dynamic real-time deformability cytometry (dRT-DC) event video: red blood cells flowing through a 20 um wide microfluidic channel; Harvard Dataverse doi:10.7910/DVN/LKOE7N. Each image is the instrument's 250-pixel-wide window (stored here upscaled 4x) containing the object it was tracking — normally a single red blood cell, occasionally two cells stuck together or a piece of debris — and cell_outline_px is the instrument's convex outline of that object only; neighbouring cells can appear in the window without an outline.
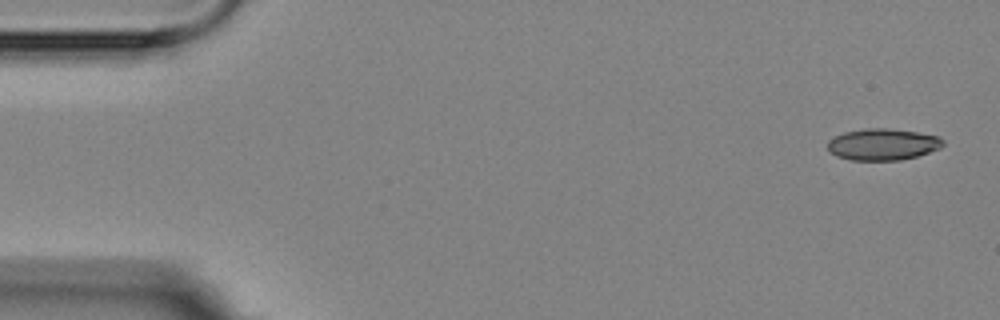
{"species": "Egyptian fruit bat (a non-hibernating species)", "species_latin": "Rousettus aegyptiacus", "temperature_condition": "room temperature", "stored_images_in_passage": 6, "segment_of_instrument_passage": [1, 2], "camera_frame_rate_fps": 3000, "um_per_image_px": 0.085, "animal": {"sex": "female"}, "frame": {"image": 1, "passage_image": 1, "time_ms": 0.0, "image_size_px": [1000, 320], "cell_outline_px": [[944, 144], [940, 148], [916, 156], [900, 160], [852, 160], [836, 156], [828, 152], [828, 140], [844, 132], [864, 128], [888, 128], [916, 132], [940, 136], [944, 140]], "centroid_in_image_um": [75.02, 12.27], "position_along_channel_um": 10.0, "area_um2": 21.27}}
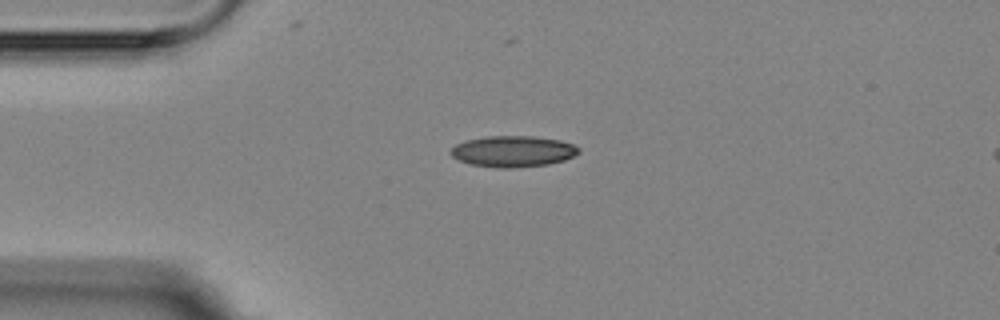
{"frame": {"image": 2, "passage_image": 4, "time_ms": 3.667, "image_size_px": [1000, 320], "cell_outline_px": [[580, 152], [564, 160], [548, 164], [512, 168], [496, 168], [472, 164], [460, 160], [452, 156], [448, 152], [456, 144], [464, 140], [488, 136], [532, 136], [560, 140], [572, 144], [580, 148]], "centroid_in_image_um": [43.59, 12.86], "position_along_channel_um": 41.4, "area_um2": 23.18}}